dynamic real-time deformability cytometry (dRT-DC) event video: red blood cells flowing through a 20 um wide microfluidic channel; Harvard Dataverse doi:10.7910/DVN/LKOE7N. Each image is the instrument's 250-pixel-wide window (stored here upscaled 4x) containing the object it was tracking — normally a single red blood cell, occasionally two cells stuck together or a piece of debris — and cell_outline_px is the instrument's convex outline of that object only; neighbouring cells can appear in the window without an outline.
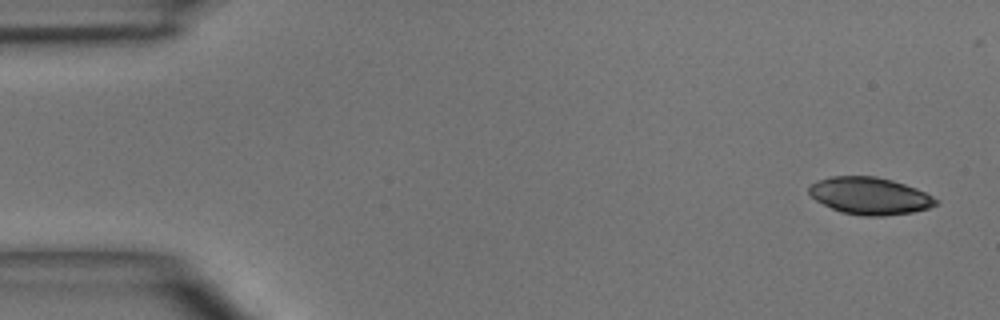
{"species": "common noctule bat (a hibernating species)", "species_latin": "Nyctalus noctula", "temperature_condition": "room temperature", "stored_images_in_passage": 5, "camera_frame_rate_fps": 3000, "um_per_image_px": 0.085, "animal": {"sex": "male", "body_mass_g": 15.6}, "frame": {"image": 1, "passage_image": 1, "time_ms": 0.0, "image_size_px": [1000, 320], "cell_outline_px": [[940, 200], [936, 204], [928, 208], [912, 212], [884, 216], [864, 216], [840, 212], [816, 200], [808, 192], [808, 188], [816, 180], [832, 176], [876, 176], [892, 180], [916, 188]], "centroid_in_image_um": [73.92, 16.64], "position_along_channel_um": 11.1, "area_um2": 27.4}}